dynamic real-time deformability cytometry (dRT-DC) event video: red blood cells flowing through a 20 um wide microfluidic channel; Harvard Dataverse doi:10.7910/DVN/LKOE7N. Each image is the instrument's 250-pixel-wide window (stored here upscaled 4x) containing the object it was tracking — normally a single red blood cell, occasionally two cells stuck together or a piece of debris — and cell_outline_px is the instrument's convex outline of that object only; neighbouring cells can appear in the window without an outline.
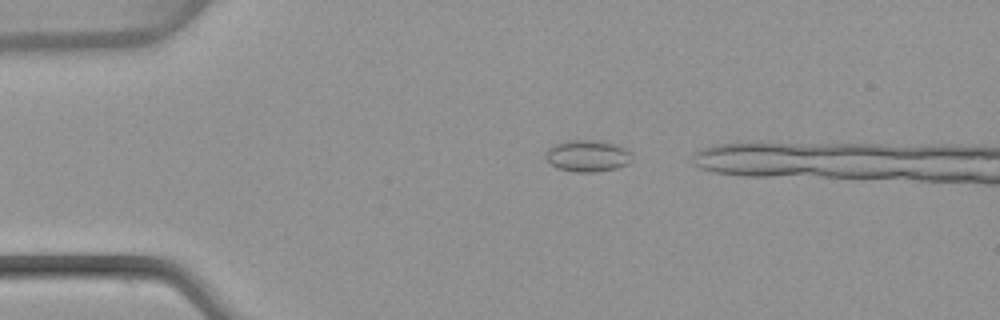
{"species": "common noctule bat (a hibernating species)", "species_latin": "Nyctalus noctula", "temperature_condition": "warm", "stored_images_in_passage": 5, "camera_frame_rate_fps": 3000, "um_per_image_px": 0.085, "animal": {"sex": "female", "body_mass_g": 22.7, "forearm_length_mm": 54.2}, "frame": {"image": 1, "passage_image": 1, "time_ms": 0.0, "image_size_px": [1000, 320], "cell_outline_px": [[632, 160], [628, 164], [616, 168], [596, 172], [576, 172], [556, 168], [544, 156], [544, 152], [548, 148], [556, 144], [568, 140], [600, 140], [616, 144], [624, 148], [628, 152]], "centroid_in_image_um": [49.91, 13.25], "position_along_channel_um": 35.1, "area_um2": 15.95}}